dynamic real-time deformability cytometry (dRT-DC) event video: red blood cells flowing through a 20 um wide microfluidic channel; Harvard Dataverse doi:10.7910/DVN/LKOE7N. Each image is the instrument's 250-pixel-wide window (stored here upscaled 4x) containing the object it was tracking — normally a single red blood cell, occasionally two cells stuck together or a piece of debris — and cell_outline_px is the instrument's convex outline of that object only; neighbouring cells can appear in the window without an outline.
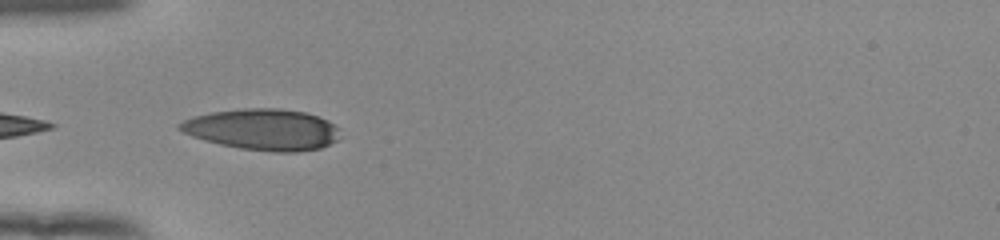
{"species": "human", "species_latin": "Homo sapiens", "temperature_condition": "room temperature", "stored_images_in_passage": 7, "camera_frame_rate_fps": 3000, "um_per_image_px": 0.085, "donor": {"sex": "female"}, "frame": {"image": 1, "passage_image": 1, "time_ms": 0.0, "image_size_px": [1000, 240], "cell_outline_px": [[340, 128], [336, 140], [320, 148], [300, 152], [272, 152], [240, 148], [220, 144], [204, 140], [192, 136], [176, 128], [176, 124], [192, 116], [212, 112], [244, 108], [280, 108], [304, 112], [328, 120]], "centroid_in_image_um": [22.31, 11.0], "position_along_channel_um": 62.7, "area_um2": 38.55}}
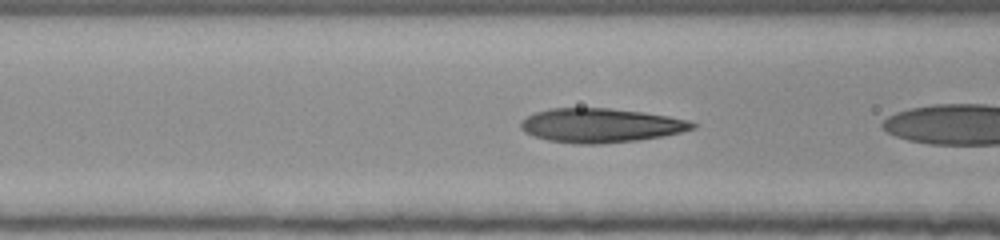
{"frame": {"image": 2, "passage_image": 3, "time_ms": 0.667, "image_size_px": [1000, 240], "cell_outline_px": [[696, 128], [680, 132], [660, 136], [636, 140], [600, 144], [576, 144], [548, 140], [524, 132], [520, 128], [520, 124], [528, 116], [536, 112], [548, 108], [608, 108], [644, 112], [668, 116], [688, 120], [696, 124]], "centroid_in_image_um": [51.05, 10.65], "position_along_channel_um": 115.5, "area_um2": 33.93}}
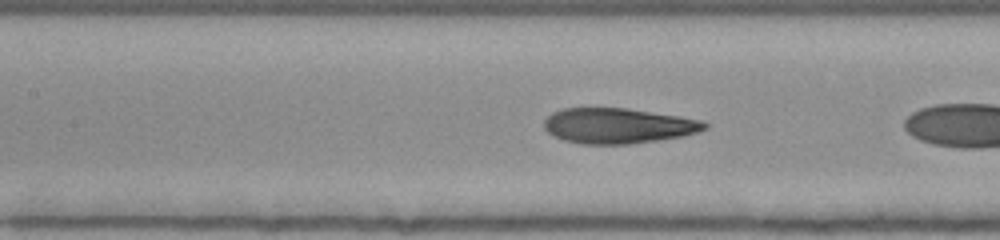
{"frame": {"image": 3, "passage_image": 6, "time_ms": 1.667, "image_size_px": [1000, 240], "cell_outline_px": [[708, 128], [684, 136], [660, 140], [628, 144], [580, 144], [564, 140], [552, 136], [544, 128], [544, 120], [552, 112], [564, 108], [628, 108], [680, 116], [700, 120], [708, 124]], "centroid_in_image_um": [52.52, 10.69], "position_along_channel_um": 154.9, "area_um2": 33.23}}